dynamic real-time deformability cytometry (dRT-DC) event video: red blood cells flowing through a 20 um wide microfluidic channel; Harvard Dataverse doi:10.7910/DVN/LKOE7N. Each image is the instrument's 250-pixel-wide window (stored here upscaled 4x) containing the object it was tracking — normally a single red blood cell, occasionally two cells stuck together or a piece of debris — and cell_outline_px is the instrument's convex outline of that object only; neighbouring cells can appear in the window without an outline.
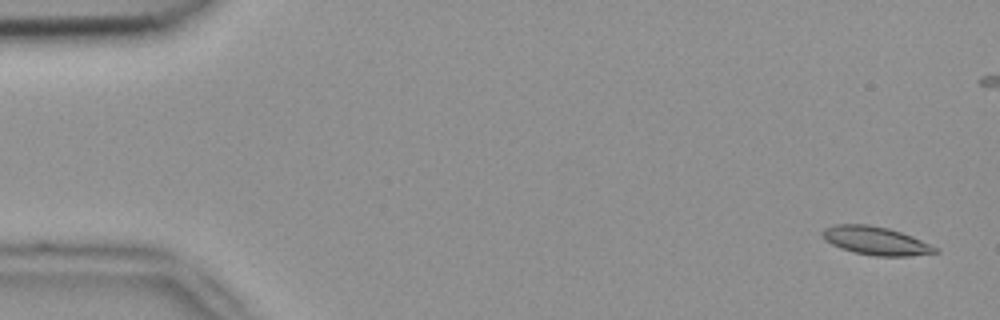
{"species": "common noctule bat (a hibernating species)", "species_latin": "Nyctalus noctula", "temperature_condition": "room temperature", "stored_images_in_passage": 4, "camera_frame_rate_fps": 3000, "um_per_image_px": 0.085, "animal": {"sex": "female", "body_mass_g": 18.4}, "frame": {"image": 1, "passage_image": 1, "time_ms": 0.0, "image_size_px": [1000, 320], "cell_outline_px": [[940, 252], [908, 256], [876, 256], [856, 252], [840, 248], [824, 240], [820, 232], [824, 228], [836, 224], [868, 224], [888, 228], [912, 236], [940, 248]], "centroid_in_image_um": [74.44, 20.46], "position_along_channel_um": 10.6, "area_um2": 18.67}}
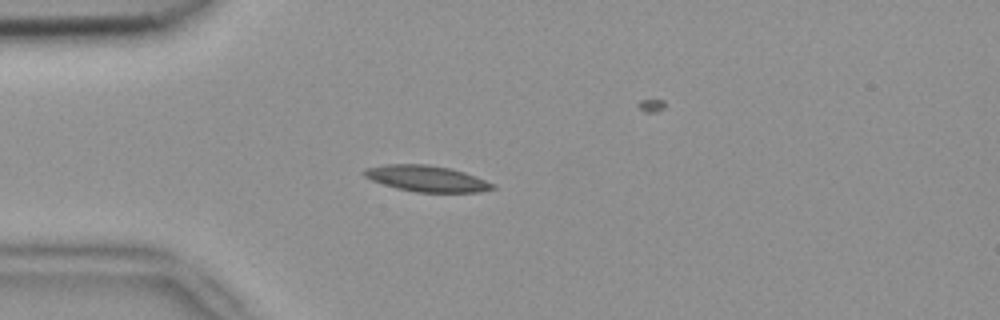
{"frame": {"image": 2, "passage_image": 4, "time_ms": 1.0, "image_size_px": [1000, 320], "cell_outline_px": [[496, 188], [480, 192], [416, 192], [396, 188], [372, 180], [364, 176], [360, 172], [364, 168], [388, 164], [428, 164], [448, 168], [464, 172], [496, 184]], "centroid_in_image_um": [36.25, 15.18], "position_along_channel_um": 48.7, "area_um2": 19.54}}